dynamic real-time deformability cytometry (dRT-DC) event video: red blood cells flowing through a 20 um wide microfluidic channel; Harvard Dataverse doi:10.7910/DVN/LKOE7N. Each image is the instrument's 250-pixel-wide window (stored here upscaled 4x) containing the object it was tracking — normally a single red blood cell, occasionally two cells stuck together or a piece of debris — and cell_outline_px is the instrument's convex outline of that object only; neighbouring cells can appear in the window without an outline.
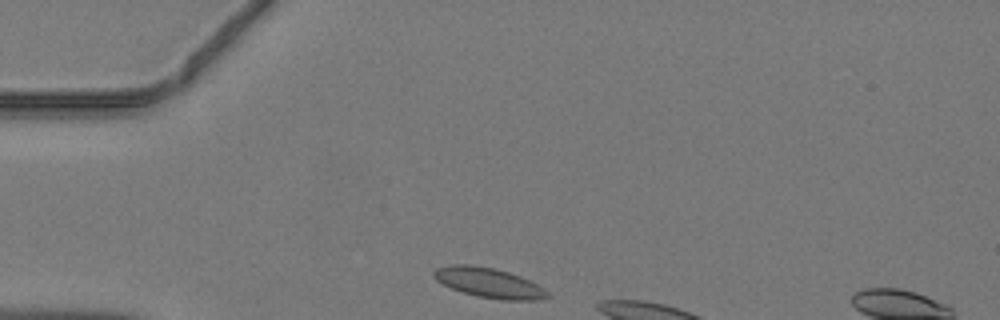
{"species": "common noctule bat (a hibernating species)", "species_latin": "Nyctalus noctula", "temperature_condition": "warm", "stored_images_in_passage": 6, "camera_frame_rate_fps": 3000, "um_per_image_px": 0.085, "animal": {"sex": "male", "body_mass_g": 19.2, "forearm_length_mm": 51.8}, "frame": {"image": 1, "passage_image": 1, "time_ms": 0.0, "image_size_px": [1000, 320], "cell_outline_px": [[552, 296], [540, 300], [500, 300], [476, 296], [452, 288], [436, 280], [432, 276], [432, 272], [436, 268], [452, 264], [468, 264], [492, 268], [508, 272], [520, 276], [544, 288]], "centroid_in_image_um": [41.56, 24.04], "position_along_channel_um": 43.4, "area_um2": 19.77}}
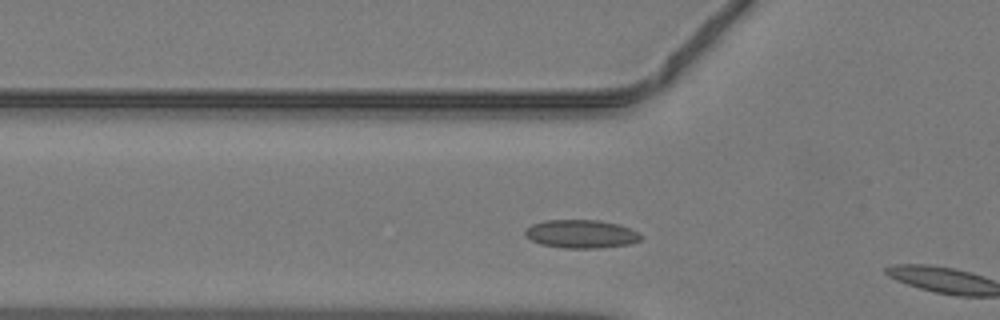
{"frame": {"image": 2, "passage_image": 5, "time_ms": 1.333, "image_size_px": [1000, 320], "cell_outline_px": [[644, 236], [640, 240], [632, 244], [600, 248], [564, 248], [540, 244], [524, 236], [524, 232], [532, 224], [544, 220], [600, 220], [616, 224], [640, 232]], "centroid_in_image_um": [49.42, 19.89], "position_along_channel_um": 76.4, "area_um2": 19.25}}